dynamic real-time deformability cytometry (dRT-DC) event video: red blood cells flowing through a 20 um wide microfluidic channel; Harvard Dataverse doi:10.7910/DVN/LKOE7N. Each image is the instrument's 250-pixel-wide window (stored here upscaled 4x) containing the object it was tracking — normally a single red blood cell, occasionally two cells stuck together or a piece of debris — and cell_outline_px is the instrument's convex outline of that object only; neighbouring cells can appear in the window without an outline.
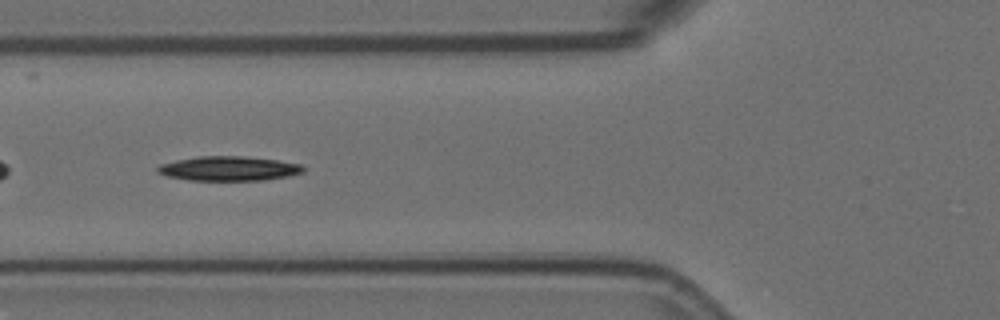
{"species": "Egyptian fruit bat (a non-hibernating species)", "species_latin": "Rousettus aegyptiacus", "temperature_condition": "room temperature", "stored_images_in_passage": 6, "camera_frame_rate_fps": 3000, "um_per_image_px": 0.085, "animal": {"sex": "female"}, "frame": {"image": 1, "passage_image": 6, "time_ms": 1.667, "image_size_px": [1000, 320], "cell_outline_px": [[304, 172], [288, 176], [264, 180], [188, 180], [168, 176], [156, 172], [156, 168], [160, 164], [176, 160], [200, 156], [244, 156], [276, 160], [300, 164], [304, 168]], "centroid_in_image_um": [19.42, 14.32], "position_along_channel_um": 106.4, "area_um2": 20.69}}